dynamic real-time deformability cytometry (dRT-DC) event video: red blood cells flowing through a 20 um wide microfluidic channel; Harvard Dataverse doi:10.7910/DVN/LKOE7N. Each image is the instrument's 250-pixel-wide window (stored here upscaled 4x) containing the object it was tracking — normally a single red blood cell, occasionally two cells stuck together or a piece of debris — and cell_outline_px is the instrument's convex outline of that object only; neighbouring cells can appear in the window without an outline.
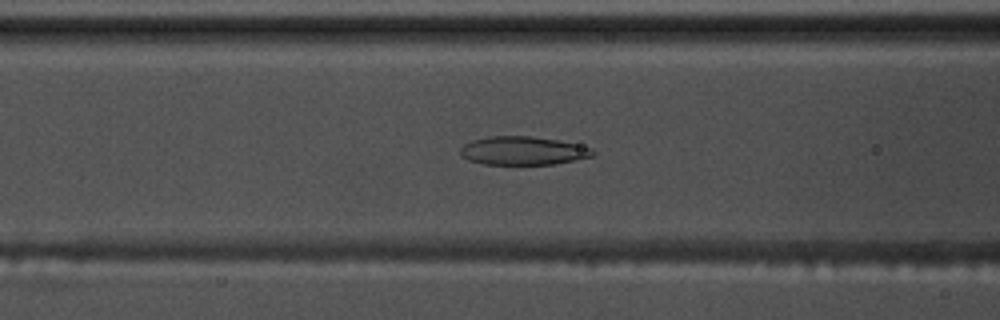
{"species": "common noctule bat (a hibernating species)", "species_latin": "Nyctalus noctula", "temperature_condition": "warm", "stored_images_in_passage": 57, "camera_frame_rate_fps": 3000, "um_per_image_px": 0.085, "animal": {"sex": "male", "body_mass_g": 17.5, "forearm_length_mm": 52.3}, "frame": {"image": 1, "passage_image": 23, "time_ms": 7.333, "image_size_px": [1000, 320], "cell_outline_px": [[596, 152], [592, 156], [556, 164], [484, 164], [468, 160], [460, 156], [460, 148], [464, 144], [472, 140], [492, 136], [532, 136], [556, 140], [592, 148]], "centroid_in_image_um": [44.41, 12.81], "position_along_channel_um": 122.2, "area_um2": 21.85}}
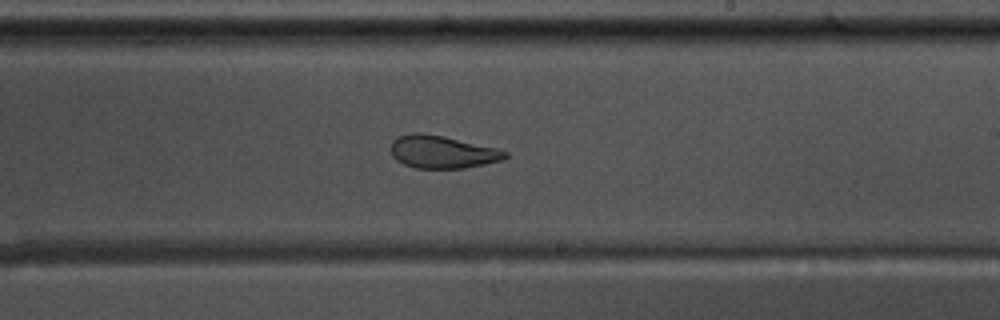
{"frame": {"image": 2, "passage_image": 34, "time_ms": 11.0, "image_size_px": [1000, 320], "cell_outline_px": [[508, 156], [504, 160], [464, 168], [416, 168], [404, 164], [396, 160], [392, 156], [392, 140], [396, 136], [412, 132], [420, 132], [444, 136], [496, 148], [508, 152]], "centroid_in_image_um": [37.58, 12.9], "position_along_channel_um": 251.4, "area_um2": 21.85}}
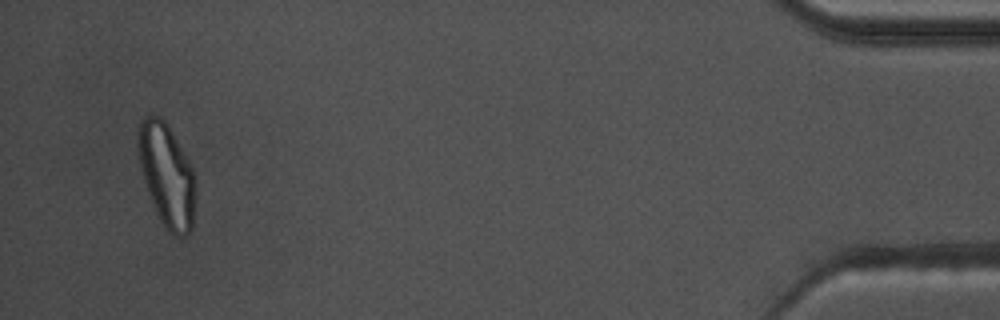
{"frame": {"image": 3, "passage_image": 55, "time_ms": 18.0, "image_size_px": [1000, 320], "cell_outline_px": [[196, 192], [192, 228], [184, 236], [172, 236], [164, 228], [156, 212], [148, 192], [144, 180], [140, 164], [136, 140], [136, 132], [140, 120], [144, 116], [152, 112], [160, 116], [164, 120], [188, 160], [192, 168]], "centroid_in_image_um": [14.15, 14.87], "position_along_channel_um": 421.1, "area_um2": 34.62}, "authors_computed_cell_mechanics": {"area_um2": 25.4898, "velocity_mm_per_s": 3.5411, "shape_relaxation_time_tau1_ms": null, "shape_relaxation_time_tau2_ms": 2.2518, "deformation_change_tau1": null, "deformation_change_tau2": 0.0722}}